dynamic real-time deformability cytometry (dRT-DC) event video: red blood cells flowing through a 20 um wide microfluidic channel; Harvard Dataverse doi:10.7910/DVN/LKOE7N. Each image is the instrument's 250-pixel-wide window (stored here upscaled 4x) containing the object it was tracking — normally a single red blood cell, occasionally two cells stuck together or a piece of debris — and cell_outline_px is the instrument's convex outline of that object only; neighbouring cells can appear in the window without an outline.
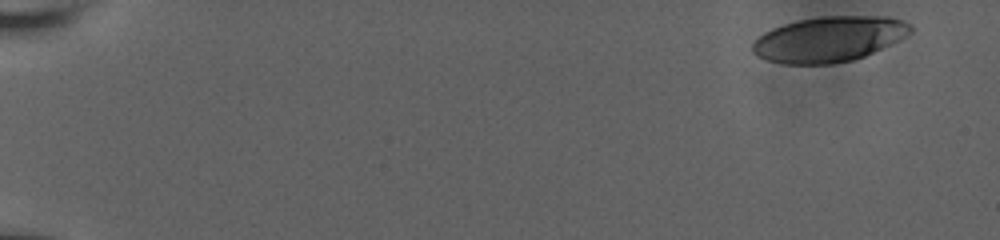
{"species": "human", "species_latin": "Homo sapiens", "temperature_condition": "room temperature", "stored_images_in_passage": 48, "camera_frame_rate_fps": 3000, "um_per_image_px": 0.085, "donor": {"sex": "male"}, "frame": {"image": 1, "passage_image": 1, "time_ms": 0.0, "image_size_px": [1000, 240], "cell_outline_px": [[912, 32], [864, 56], [852, 60], [832, 64], [784, 64], [768, 60], [756, 56], [752, 52], [752, 44], [764, 32], [772, 28], [796, 20], [824, 16], [888, 16], [904, 20], [912, 24]], "centroid_in_image_um": [70.45, 3.32], "position_along_channel_um": 14.6, "area_um2": 41.62}}
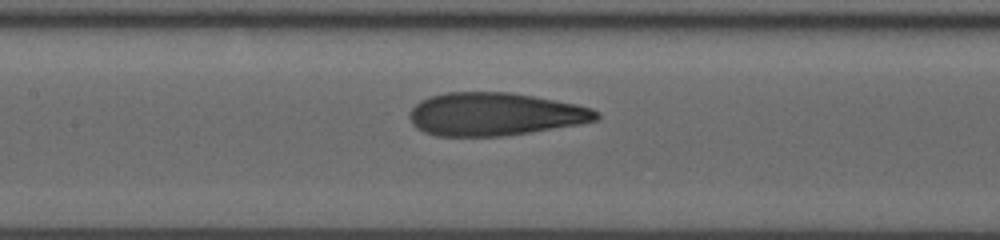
{"frame": {"image": 2, "passage_image": 27, "time_ms": 8.667, "image_size_px": [1000, 240], "cell_outline_px": [[600, 116], [596, 120], [580, 124], [528, 132], [500, 136], [436, 136], [424, 132], [416, 128], [412, 124], [408, 116], [408, 112], [420, 100], [444, 92], [512, 92], [576, 104], [592, 108], [600, 112]], "centroid_in_image_um": [42.03, 9.7], "position_along_channel_um": 165.4, "area_um2": 46.88}}
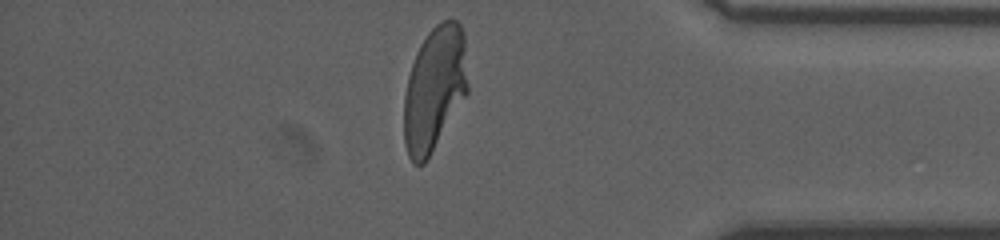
{"frame": {"image": 3, "passage_image": 47, "time_ms": 15.333, "image_size_px": [1000, 240], "cell_outline_px": [[468, 92], [424, 164], [412, 164], [408, 156], [404, 144], [404, 96], [408, 76], [416, 52], [420, 44], [428, 32], [440, 20], [456, 20], [460, 24], [464, 32], [468, 84]], "centroid_in_image_um": [36.92, 7.52], "position_along_channel_um": 398.3, "area_um2": 46.41}, "authors_computed_cell_mechanics": {"area_um2": 46.2978, "velocity_mm_per_s": 3.8138, "shape_relaxation_time_tau1_ms": 6.3321, "shape_relaxation_time_tau2_ms": 1.0242, "deformation_change_tau1": 0.2521, "deformation_change_tau2": 0.0847}}